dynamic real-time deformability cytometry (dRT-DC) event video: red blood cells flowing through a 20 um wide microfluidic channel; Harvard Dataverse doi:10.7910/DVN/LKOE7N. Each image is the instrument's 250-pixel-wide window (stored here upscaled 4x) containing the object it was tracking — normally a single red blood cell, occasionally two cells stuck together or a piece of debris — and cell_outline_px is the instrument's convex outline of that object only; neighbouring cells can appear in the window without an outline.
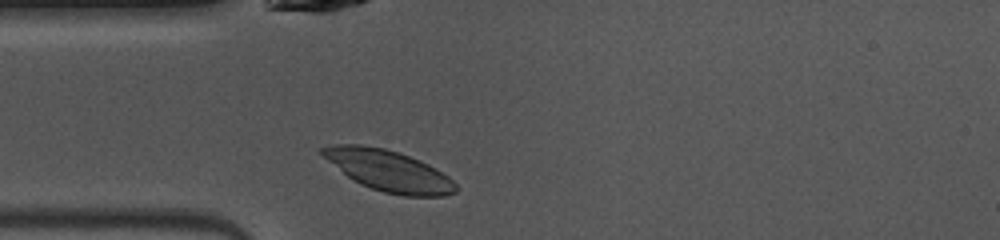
{"species": "common noctule bat (a hibernating species)", "species_latin": "Nyctalus noctula", "temperature_condition": "warm", "stored_images_in_passage": 38, "camera_frame_rate_fps": 3000, "um_per_image_px": 0.085, "animal": {"sex": "female", "body_mass_g": 10.0, "forearm_length_mm": 53.1}, "frame": {"image": 1, "passage_image": 2, "time_ms": 0.333, "image_size_px": [1000, 240], "cell_outline_px": [[456, 192], [444, 196], [404, 196], [384, 192], [360, 184], [352, 180], [328, 160], [320, 152], [320, 148], [332, 144], [360, 144], [384, 148], [400, 152], [420, 160], [428, 164], [448, 176], [456, 184]], "centroid_in_image_um": [33.04, 14.5], "position_along_channel_um": 52.0, "area_um2": 31.79}}
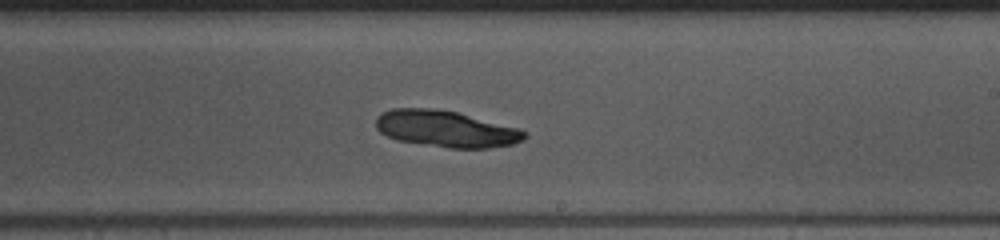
{"frame": {"image": 2, "passage_image": 17, "time_ms": 5.333, "image_size_px": [1000, 240], "cell_outline_px": [[528, 136], [524, 140], [512, 144], [488, 148], [448, 148], [396, 140], [380, 132], [376, 128], [376, 116], [380, 112], [392, 108], [436, 108], [456, 112], [520, 128], [528, 132]], "centroid_in_image_um": [37.91, 10.95], "position_along_channel_um": 251.1, "area_um2": 31.91}}
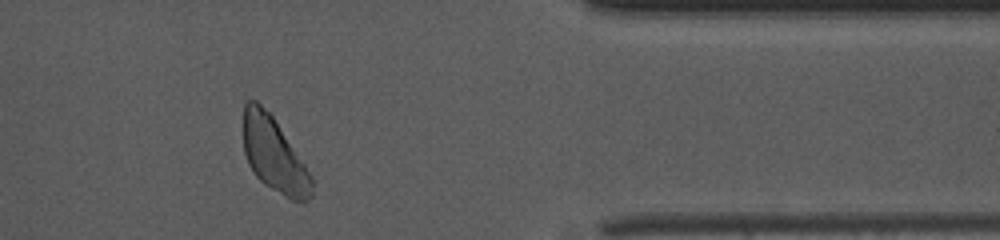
{"frame": {"image": 3, "passage_image": 29, "time_ms": 9.333, "image_size_px": [1000, 240], "cell_outline_px": [[312, 196], [304, 204], [292, 200], [284, 196], [264, 184], [256, 176], [248, 164], [244, 152], [244, 104], [248, 100], [256, 100], [272, 116], [312, 176]], "centroid_in_image_um": [23.3, 13.21], "position_along_channel_um": 388.1, "area_um2": 29.36}}